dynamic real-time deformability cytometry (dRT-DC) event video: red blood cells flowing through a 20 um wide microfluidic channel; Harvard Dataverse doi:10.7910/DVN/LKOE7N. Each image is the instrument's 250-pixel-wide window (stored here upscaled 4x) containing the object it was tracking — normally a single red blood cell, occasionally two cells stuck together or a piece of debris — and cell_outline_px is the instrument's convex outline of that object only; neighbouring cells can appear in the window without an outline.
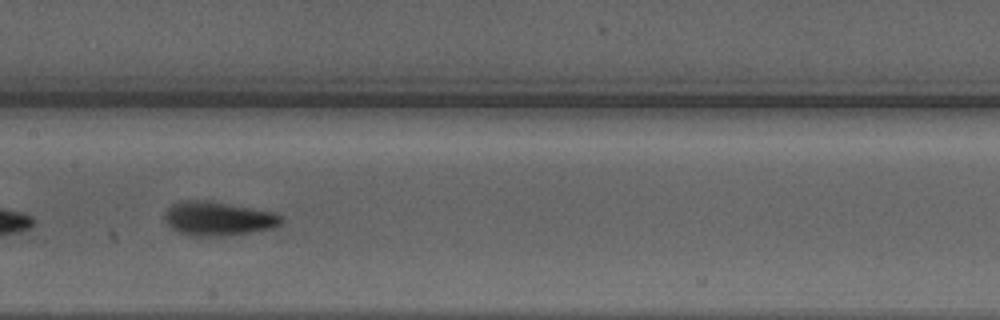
{"species": "Egyptian fruit bat (a non-hibernating species)", "species_latin": "Rousettus aegyptiacus", "temperature_condition": "warm", "stored_images_in_passage": 18, "camera_frame_rate_fps": 3000, "um_per_image_px": 0.085, "animal": {"sex": "male"}, "frame": {"image": 1, "passage_image": 13, "time_ms": 4.0, "image_size_px": [1000, 320], "cell_outline_px": [[284, 220], [276, 228], [220, 236], [188, 236], [176, 232], [164, 220], [164, 212], [172, 204], [180, 200], [208, 200], [252, 208], [272, 212], [280, 216]], "centroid_in_image_um": [18.49, 18.58], "position_along_channel_um": 188.9, "area_um2": 23.24}}
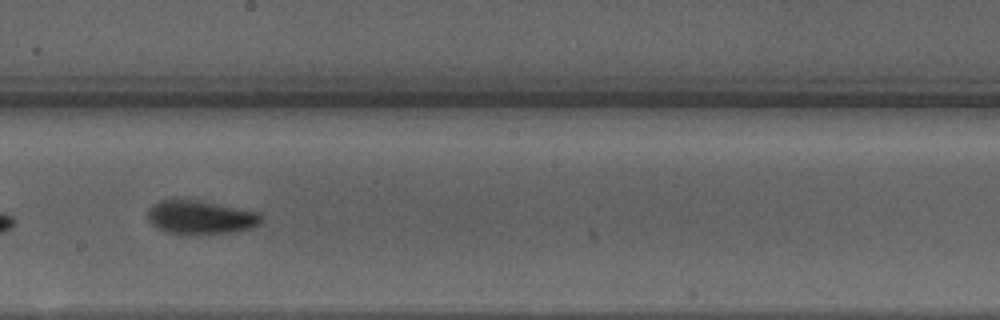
{"frame": {"image": 2, "passage_image": 16, "time_ms": 5.0, "image_size_px": [1000, 320], "cell_outline_px": [[260, 224], [236, 232], [164, 232], [156, 228], [148, 220], [148, 208], [152, 204], [160, 200], [200, 200], [260, 212]], "centroid_in_image_um": [17.02, 18.43], "position_along_channel_um": 231.2, "area_um2": 21.73}}